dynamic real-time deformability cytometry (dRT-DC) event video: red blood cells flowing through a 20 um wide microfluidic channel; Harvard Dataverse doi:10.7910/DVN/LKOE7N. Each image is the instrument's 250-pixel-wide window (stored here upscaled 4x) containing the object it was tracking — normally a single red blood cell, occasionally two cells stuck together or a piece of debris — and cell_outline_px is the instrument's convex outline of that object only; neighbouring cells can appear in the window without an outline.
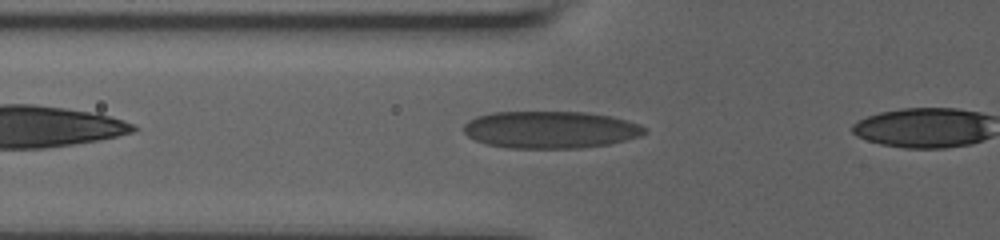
{"species": "human", "species_latin": "Homo sapiens", "temperature_condition": "room temperature", "stored_images_in_passage": 3, "camera_frame_rate_fps": 3000, "um_per_image_px": 0.085, "donor": {"sex": "male"}, "frame": {"image": 1, "passage_image": 2, "time_ms": 0.667, "image_size_px": [1000, 240], "cell_outline_px": [[648, 132], [640, 136], [608, 144], [580, 148], [508, 148], [488, 144], [476, 140], [468, 136], [464, 132], [464, 124], [468, 120], [476, 116], [492, 112], [588, 112], [612, 116], [640, 124], [648, 128]], "centroid_in_image_um": [46.81, 11.02], "position_along_channel_um": 79.0, "area_um2": 39.36}}